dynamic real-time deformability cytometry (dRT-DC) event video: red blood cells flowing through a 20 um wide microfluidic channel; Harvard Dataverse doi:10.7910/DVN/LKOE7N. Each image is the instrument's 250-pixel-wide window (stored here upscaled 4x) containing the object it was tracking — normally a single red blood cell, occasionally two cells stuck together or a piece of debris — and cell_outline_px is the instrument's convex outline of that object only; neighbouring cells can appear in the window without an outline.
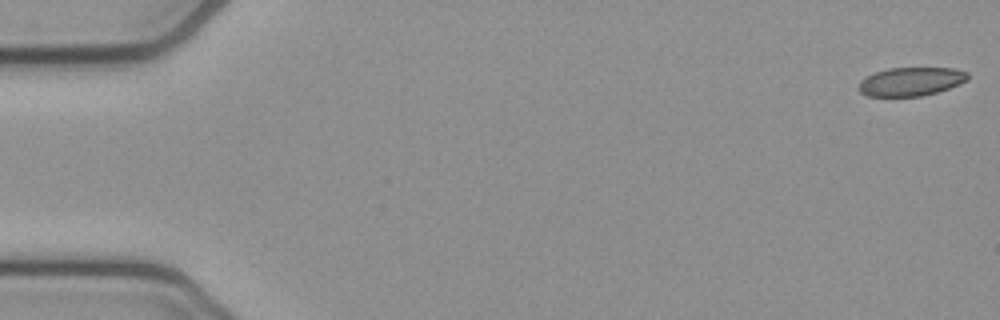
{"species": "common noctule bat (a hibernating species)", "species_latin": "Nyctalus noctula", "temperature_condition": "cold", "stored_images_in_passage": 54, "camera_frame_rate_fps": 3000, "um_per_image_px": 0.085, "animal": {"sex": "female", "body_mass_g": 21.9}, "frame": {"image": 1, "passage_image": 1, "time_ms": 0.0, "image_size_px": [1000, 320], "cell_outline_px": [[968, 80], [960, 84], [936, 92], [920, 96], [868, 96], [860, 92], [856, 88], [860, 80], [876, 72], [888, 68], [956, 68], [968, 72]], "centroid_in_image_um": [77.42, 6.93], "position_along_channel_um": 7.6, "area_um2": 18.21}}
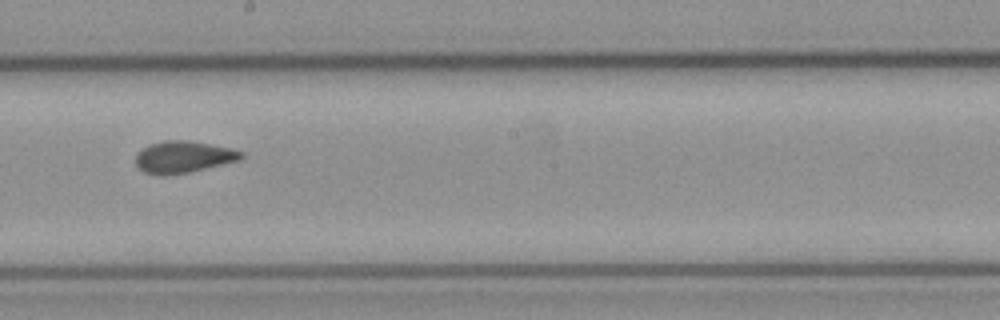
{"frame": {"image": 2, "passage_image": 30, "time_ms": 9.667, "image_size_px": [1000, 320], "cell_outline_px": [[244, 156], [240, 160], [188, 172], [164, 176], [160, 176], [144, 172], [136, 164], [136, 152], [152, 144], [164, 140], [188, 140], [232, 148], [244, 152]], "centroid_in_image_um": [15.6, 13.34], "position_along_channel_um": 232.6, "area_um2": 19.54}}
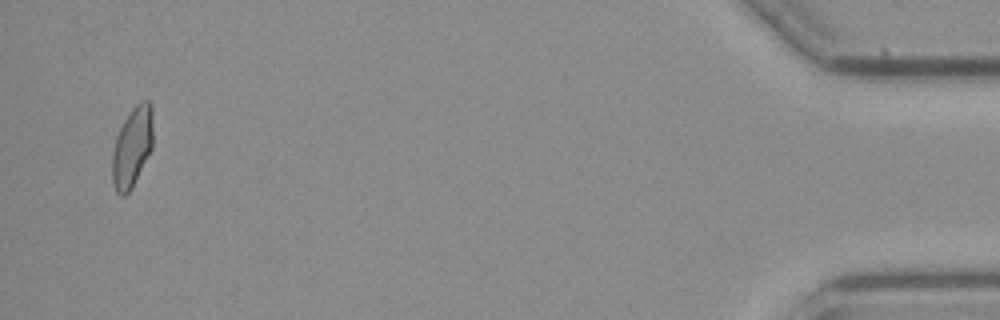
{"frame": {"image": 3, "passage_image": 52, "time_ms": 17.0, "image_size_px": [1000, 320], "cell_outline_px": [[152, 148], [132, 188], [124, 196], [120, 196], [116, 192], [112, 184], [112, 152], [116, 136], [124, 120], [132, 108], [136, 104], [144, 100], [148, 100], [152, 104]], "centroid_in_image_um": [11.22, 12.51], "position_along_channel_um": 424.0, "area_um2": 19.13}, "authors_computed_cell_mechanics": {"area_um2": 19.4208, "velocity_mm_per_s": 3.8182, "shape_relaxation_time_tau1_ms": null, "shape_relaxation_time_tau2_ms": 1.2673, "deformation_change_tau1": null, "deformation_change_tau2": 0.0627}}